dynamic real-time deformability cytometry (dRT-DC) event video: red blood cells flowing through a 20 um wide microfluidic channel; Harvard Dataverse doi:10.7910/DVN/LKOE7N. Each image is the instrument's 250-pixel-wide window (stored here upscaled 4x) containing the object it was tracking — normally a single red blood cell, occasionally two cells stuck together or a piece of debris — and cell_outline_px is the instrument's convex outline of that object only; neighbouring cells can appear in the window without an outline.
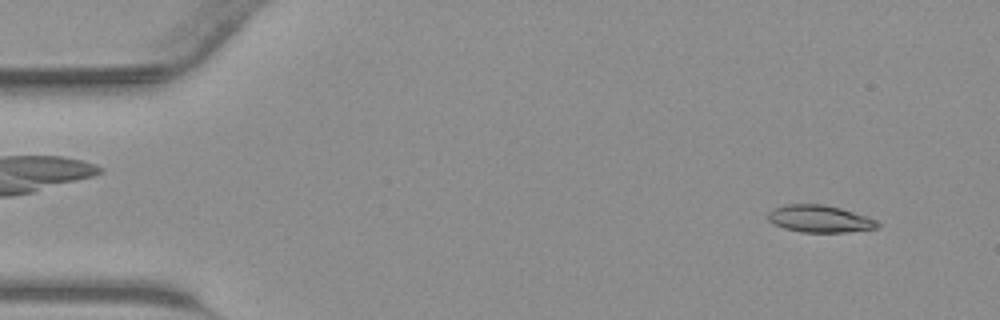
{"species": "common noctule bat (a hibernating species)", "species_latin": "Nyctalus noctula", "temperature_condition": "warm", "stored_images_in_passage": 43, "camera_frame_rate_fps": 3000, "um_per_image_px": 0.085, "animal": {"sex": "male", "body_mass_g": 23.1, "forearm_length_mm": 52.7}, "frame": {"image": 1, "passage_image": 3, "time_ms": 0.667, "image_size_px": [1000, 320], "cell_outline_px": [[880, 224], [876, 228], [844, 232], [800, 232], [784, 228], [768, 220], [768, 212], [772, 208], [784, 204], [824, 204], [840, 208], [868, 216], [876, 220]], "centroid_in_image_um": [69.65, 18.59], "position_along_channel_um": 15.3, "area_um2": 17.34}}
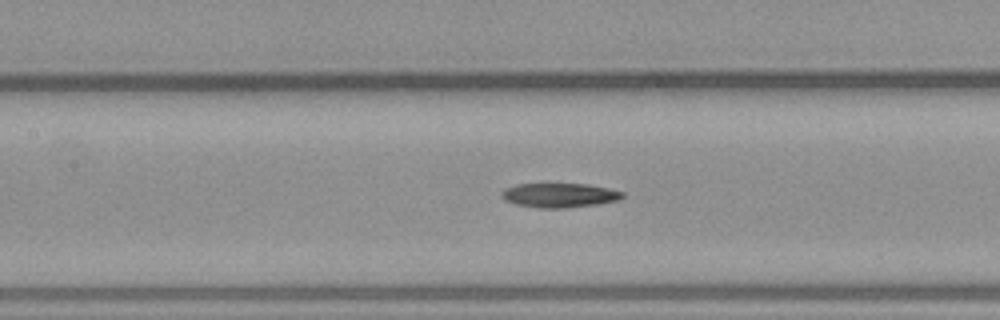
{"frame": {"image": 2, "passage_image": 19, "time_ms": 6.0, "image_size_px": [1000, 320], "cell_outline_px": [[624, 196], [616, 200], [596, 204], [564, 208], [540, 208], [516, 204], [504, 200], [500, 196], [500, 192], [504, 188], [516, 184], [540, 180], [548, 180], [588, 184], [608, 188], [624, 192]], "centroid_in_image_um": [47.44, 16.52], "position_along_channel_um": 160.0, "area_um2": 18.26}}
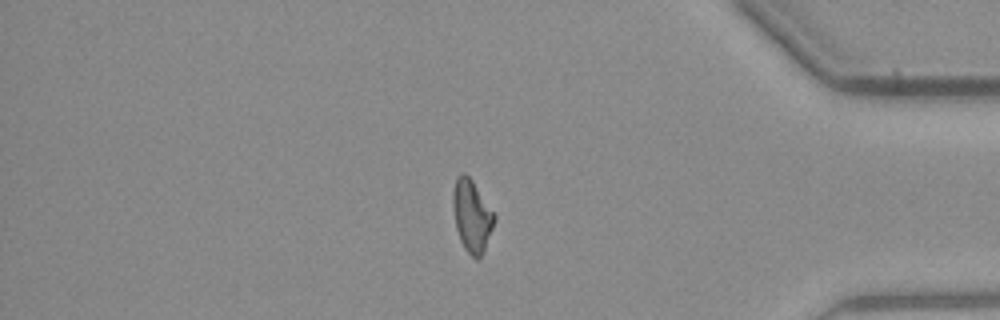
{"frame": {"image": 3, "passage_image": 36, "time_ms": 11.667, "image_size_px": [1000, 320], "cell_outline_px": [[496, 220], [484, 252], [476, 260], [464, 248], [460, 240], [456, 228], [452, 204], [452, 192], [456, 176], [460, 172], [464, 172], [472, 180], [496, 212]], "centroid_in_image_um": [40.12, 18.31], "position_along_channel_um": 395.1, "area_um2": 17.86}}